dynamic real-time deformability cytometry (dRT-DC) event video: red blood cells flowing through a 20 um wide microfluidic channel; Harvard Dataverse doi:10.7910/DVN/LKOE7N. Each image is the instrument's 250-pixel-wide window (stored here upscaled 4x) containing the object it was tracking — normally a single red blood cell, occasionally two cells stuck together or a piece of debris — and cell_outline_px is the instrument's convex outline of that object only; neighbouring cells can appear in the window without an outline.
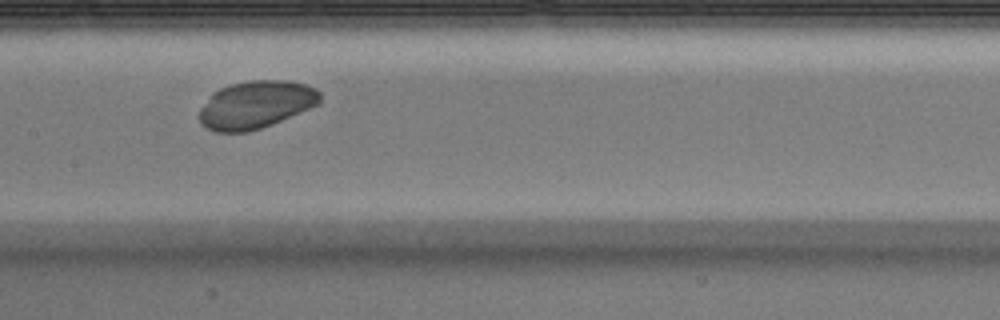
{"species": "Egyptian fruit bat (a non-hibernating species)", "species_latin": "Rousettus aegyptiacus", "temperature_condition": "warm", "stored_images_in_passage": 9, "camera_frame_rate_fps": 3000, "um_per_image_px": 0.085, "animal": {"sex": "male"}, "frame": {"image": 1, "passage_image": 7, "time_ms": 2.0, "image_size_px": [1000, 320], "cell_outline_px": [[320, 104], [272, 124], [248, 132], [216, 132], [208, 128], [200, 120], [200, 108], [212, 92], [220, 88], [232, 84], [248, 80], [288, 80], [304, 84], [316, 88], [320, 92]], "centroid_in_image_um": [21.77, 8.89], "position_along_channel_um": 185.6, "area_um2": 33.47}}
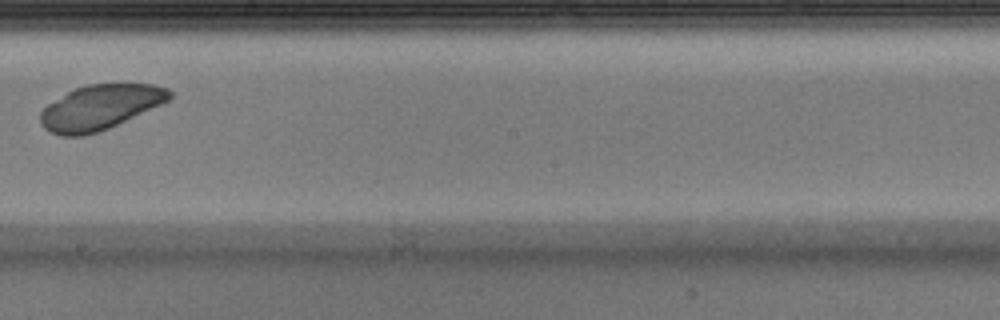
{"frame": {"image": 2, "passage_image": 8, "time_ms": 2.333, "image_size_px": [1000, 320], "cell_outline_px": [[172, 96], [168, 100], [160, 104], [100, 132], [84, 136], [60, 136], [44, 128], [40, 124], [40, 112], [48, 104], [68, 92], [76, 88], [88, 84], [128, 80], [152, 84], [168, 88], [172, 92]], "centroid_in_image_um": [8.54, 9.07], "position_along_channel_um": 239.7, "area_um2": 34.33}}
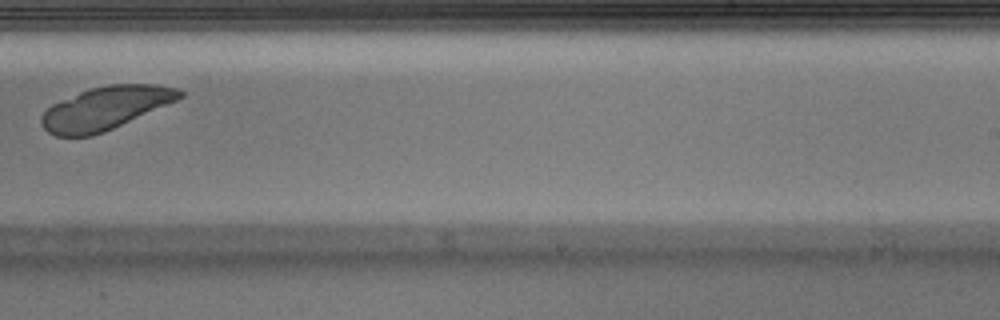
{"frame": {"image": 3, "passage_image": 9, "time_ms": 2.667, "image_size_px": [1000, 320], "cell_outline_px": [[184, 96], [168, 104], [104, 132], [92, 136], [56, 136], [48, 132], [40, 124], [40, 116], [52, 104], [88, 88], [108, 84], [156, 84], [176, 88], [184, 92]], "centroid_in_image_um": [8.94, 9.19], "position_along_channel_um": 280.1, "area_um2": 34.56}}